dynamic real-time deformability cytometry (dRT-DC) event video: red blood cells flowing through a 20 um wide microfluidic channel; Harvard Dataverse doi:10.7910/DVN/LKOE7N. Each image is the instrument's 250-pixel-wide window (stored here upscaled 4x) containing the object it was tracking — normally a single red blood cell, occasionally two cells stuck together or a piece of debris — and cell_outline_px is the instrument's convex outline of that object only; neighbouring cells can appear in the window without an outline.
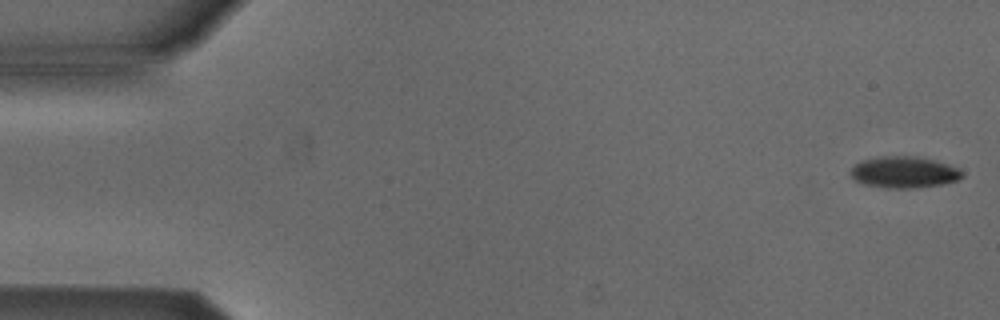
{"species": "Egyptian fruit bat (a non-hibernating species)", "species_latin": "Rousettus aegyptiacus", "temperature_condition": "cold", "stored_images_in_passage": 4, "camera_frame_rate_fps": 3000, "um_per_image_px": 0.085, "animal": {"sex": "male"}, "frame": {"image": 1, "passage_image": 1, "time_ms": 0.0, "image_size_px": [1000, 320], "cell_outline_px": [[964, 176], [960, 180], [944, 184], [916, 188], [884, 188], [864, 184], [856, 180], [848, 172], [860, 160], [880, 156], [916, 156], [936, 160], [948, 164], [964, 172]], "centroid_in_image_um": [76.87, 14.64], "position_along_channel_um": 8.1, "area_um2": 20.75}}